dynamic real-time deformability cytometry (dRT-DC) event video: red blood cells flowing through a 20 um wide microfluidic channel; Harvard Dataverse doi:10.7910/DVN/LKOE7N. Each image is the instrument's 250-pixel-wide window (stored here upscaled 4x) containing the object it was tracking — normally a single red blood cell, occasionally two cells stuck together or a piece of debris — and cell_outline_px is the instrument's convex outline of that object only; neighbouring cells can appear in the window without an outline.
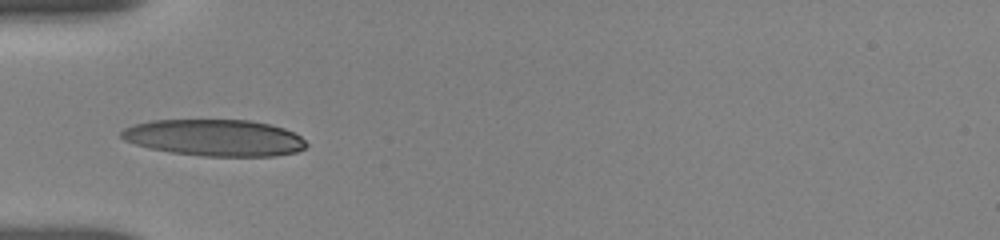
{"species": "human", "species_latin": "Homo sapiens", "temperature_condition": "room temperature", "stored_images_in_passage": 14, "camera_frame_rate_fps": 3000, "um_per_image_px": 0.085, "donor": {"sex": "female"}, "frame": {"image": 1, "passage_image": 1, "time_ms": 0.0, "image_size_px": [1000, 240], "cell_outline_px": [[308, 144], [304, 148], [296, 152], [276, 156], [204, 156], [172, 152], [152, 148], [136, 144], [124, 140], [120, 136], [120, 132], [124, 128], [148, 120], [248, 120], [272, 124], [284, 128], [300, 136]], "centroid_in_image_um": [18.26, 11.7], "position_along_channel_um": 66.7, "area_um2": 39.36}}
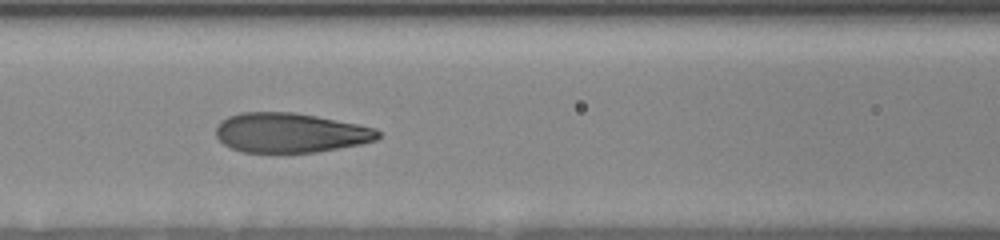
{"frame": {"image": 2, "passage_image": 9, "time_ms": 2.0, "image_size_px": [1000, 240], "cell_outline_px": [[380, 136], [376, 140], [360, 144], [316, 152], [244, 152], [232, 148], [224, 144], [216, 136], [216, 124], [220, 120], [228, 116], [240, 112], [292, 112], [316, 116], [376, 128], [380, 132]], "centroid_in_image_um": [24.64, 11.28], "position_along_channel_um": 142.0, "area_um2": 37.34}}
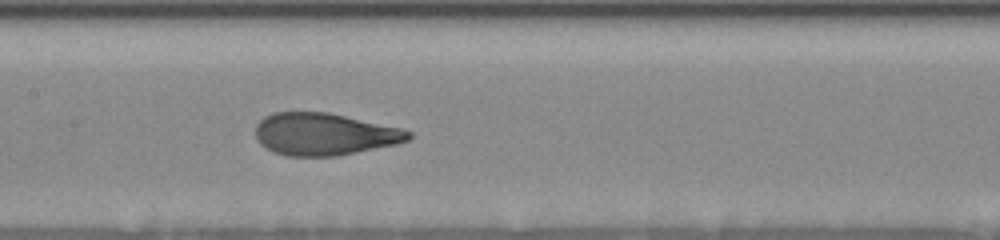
{"frame": {"image": 3, "passage_image": 12, "time_ms": 3.0, "image_size_px": [1000, 240], "cell_outline_px": [[412, 136], [408, 140], [396, 144], [340, 156], [288, 156], [272, 152], [260, 144], [256, 140], [256, 124], [264, 116], [272, 112], [328, 112], [400, 128], [412, 132]], "centroid_in_image_um": [27.53, 11.41], "position_along_channel_um": 179.9, "area_um2": 37.8}}